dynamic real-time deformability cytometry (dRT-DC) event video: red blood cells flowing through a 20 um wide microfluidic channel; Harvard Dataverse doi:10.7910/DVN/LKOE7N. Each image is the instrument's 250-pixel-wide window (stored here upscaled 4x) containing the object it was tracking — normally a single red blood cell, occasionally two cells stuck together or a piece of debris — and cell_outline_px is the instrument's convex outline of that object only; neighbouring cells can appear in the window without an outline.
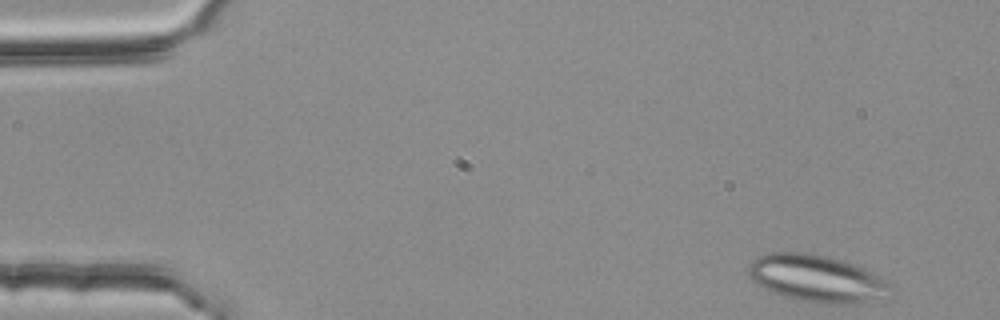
{"species": "common noctule bat (a hibernating species)", "species_latin": "Nyctalus noctula", "temperature_condition": "room temperature", "stored_images_in_passage": 16, "camera_frame_rate_fps": 3000, "um_per_image_px": 0.085, "animal": {"sex": "female", "body_mass_g": 25.1}, "frame": {"image": 1, "passage_image": 1, "time_ms": 0.0, "image_size_px": [1000, 320], "cell_outline_px": [[888, 284], [864, 304], [820, 304], [800, 300], [784, 296], [772, 292], [756, 284], [752, 280], [748, 272], [748, 264], [752, 260], [768, 252], [804, 252], [824, 256], [840, 260], [864, 268], [880, 276]], "centroid_in_image_um": [69.26, 23.65], "position_along_channel_um": 15.7, "area_um2": 37.97}}